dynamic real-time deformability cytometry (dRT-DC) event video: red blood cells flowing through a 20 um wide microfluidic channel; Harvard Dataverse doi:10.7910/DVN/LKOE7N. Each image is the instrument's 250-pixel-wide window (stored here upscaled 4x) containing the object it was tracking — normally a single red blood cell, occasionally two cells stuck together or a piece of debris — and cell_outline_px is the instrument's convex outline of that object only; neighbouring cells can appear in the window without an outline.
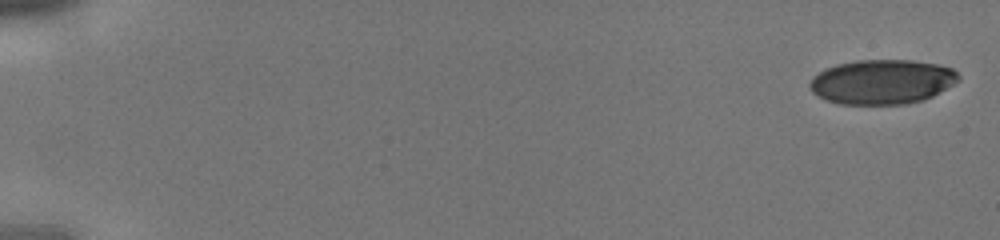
{"species": "human", "species_latin": "Homo sapiens", "temperature_condition": "cold", "stored_images_in_passage": 34, "camera_frame_rate_fps": 3000, "um_per_image_px": 0.085, "donor": {"sex": "male"}, "frame": {"image": 1, "passage_image": 1, "time_ms": 0.0, "image_size_px": [1000, 240], "cell_outline_px": [[960, 80], [932, 96], [924, 100], [908, 104], [840, 104], [828, 100], [812, 92], [808, 88], [808, 84], [812, 76], [824, 68], [836, 64], [856, 60], [912, 60], [936, 64], [952, 68], [960, 76]], "centroid_in_image_um": [74.95, 6.95], "position_along_channel_um": 10.1, "area_um2": 38.84}}
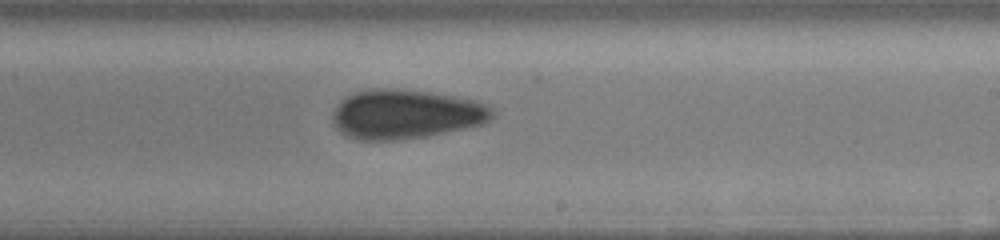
{"frame": {"image": 2, "passage_image": 20, "time_ms": 6.333, "image_size_px": [1000, 240], "cell_outline_px": [[496, 116], [484, 124], [424, 136], [392, 140], [360, 140], [344, 136], [336, 128], [332, 120], [332, 112], [336, 104], [344, 96], [356, 92], [376, 88], [388, 88], [428, 92], [476, 100], [492, 108], [496, 112]], "centroid_in_image_um": [34.46, 9.7], "position_along_channel_um": 254.5, "area_um2": 46.01}}
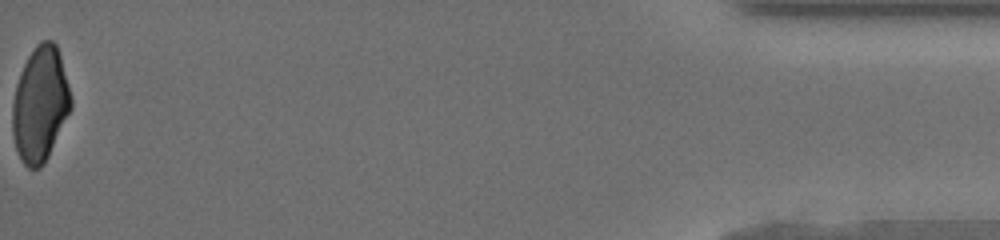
{"frame": {"image": 3, "passage_image": 34, "time_ms": 11.0, "image_size_px": [1000, 240], "cell_outline_px": [[72, 108], [44, 164], [40, 168], [28, 168], [24, 164], [16, 148], [12, 136], [12, 104], [16, 84], [20, 72], [28, 56], [36, 44], [40, 40], [52, 40], [56, 44], [60, 56], [68, 84], [72, 100]], "centroid_in_image_um": [3.4, 8.85], "position_along_channel_um": 431.8, "area_um2": 39.19}}